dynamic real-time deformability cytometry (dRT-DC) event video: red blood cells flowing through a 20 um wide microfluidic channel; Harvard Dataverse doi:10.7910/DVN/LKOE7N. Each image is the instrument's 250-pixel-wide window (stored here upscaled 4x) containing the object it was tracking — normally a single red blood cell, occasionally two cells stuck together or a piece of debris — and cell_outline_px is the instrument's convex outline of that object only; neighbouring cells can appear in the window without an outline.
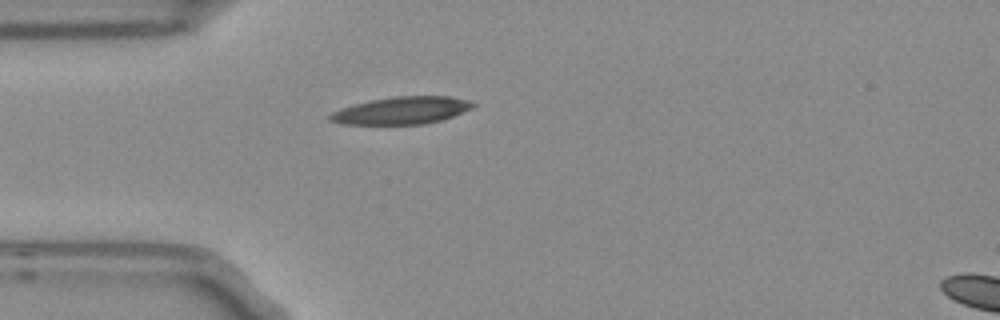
{"species": "Egyptian fruit bat (a non-hibernating species)", "species_latin": "Rousettus aegyptiacus", "temperature_condition": "room temperature", "stored_images_in_passage": 2, "segment_of_instrument_passage": [1, 2], "camera_frame_rate_fps": 3000, "um_per_image_px": 0.085, "frame": {"image": 1, "passage_image": 1, "time_ms": 0.0, "image_size_px": [1000, 320], "cell_outline_px": [[476, 104], [472, 108], [452, 116], [440, 120], [424, 124], [340, 124], [328, 120], [328, 116], [332, 112], [340, 108], [352, 104], [368, 100], [392, 96], [448, 96], [472, 100]], "centroid_in_image_um": [34.11, 9.38], "position_along_channel_um": 50.9, "area_um2": 23.0}}